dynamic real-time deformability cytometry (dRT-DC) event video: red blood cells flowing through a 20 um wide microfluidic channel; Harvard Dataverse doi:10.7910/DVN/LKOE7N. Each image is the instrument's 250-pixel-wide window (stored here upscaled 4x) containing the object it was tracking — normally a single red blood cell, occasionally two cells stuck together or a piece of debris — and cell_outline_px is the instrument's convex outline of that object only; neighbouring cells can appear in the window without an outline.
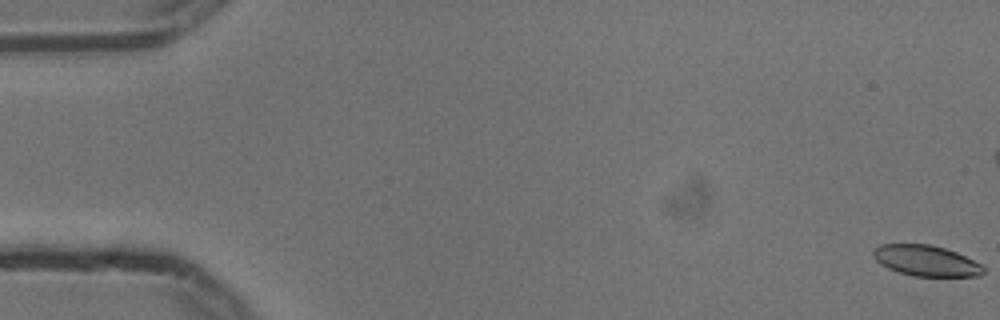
{"species": "common noctule bat (a hibernating species)", "species_latin": "Nyctalus noctula", "temperature_condition": "cold", "stored_images_in_passage": 57, "camera_frame_rate_fps": 3000, "um_per_image_px": 0.085, "animal": {"sex": "male", "body_mass_g": 13.3}, "frame": {"image": 1, "passage_image": 1, "time_ms": 0.0, "image_size_px": [1000, 320], "cell_outline_px": [[984, 272], [980, 276], [912, 276], [896, 272], [880, 264], [872, 256], [872, 252], [880, 244], [932, 244], [956, 252], [980, 264], [984, 268]], "centroid_in_image_um": [78.68, 22.16], "position_along_channel_um": 6.3, "area_um2": 19.77}}
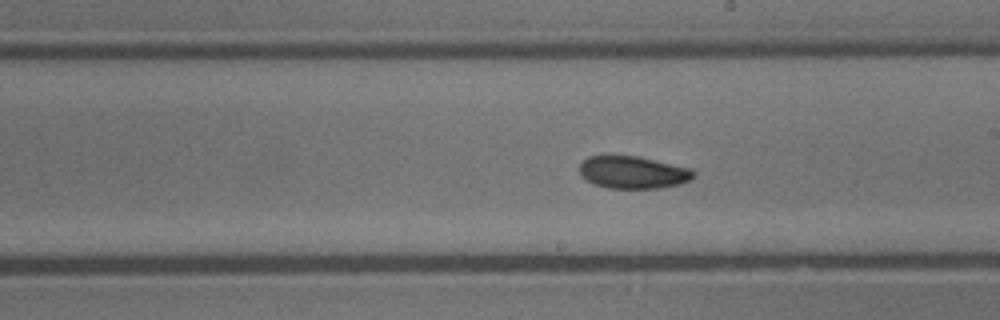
{"frame": {"image": 2, "passage_image": 32, "time_ms": 10.333, "image_size_px": [1000, 320], "cell_outline_px": [[696, 176], [692, 180], [680, 184], [660, 188], [608, 188], [592, 184], [580, 176], [580, 164], [588, 156], [636, 156], [692, 168], [696, 172]], "centroid_in_image_um": [53.83, 14.66], "position_along_channel_um": 235.2, "area_um2": 21.73}}
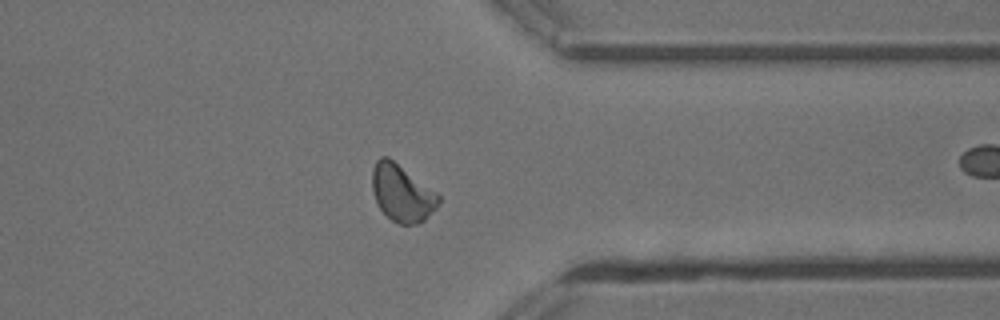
{"frame": {"image": 3, "passage_image": 44, "time_ms": 14.333, "image_size_px": [1000, 320], "cell_outline_px": [[440, 204], [424, 220], [416, 224], [400, 224], [392, 220], [380, 208], [376, 200], [372, 188], [372, 168], [376, 160], [380, 156], [388, 156], [436, 192], [440, 196]], "centroid_in_image_um": [34.16, 16.39], "position_along_channel_um": 377.2, "area_um2": 21.85}, "authors_computed_cell_mechanics": {"area_um2": 21.5016, "velocity_mm_per_s": 3.7148, "shape_relaxation_time_tau1_ms": 5.0648, "shape_relaxation_time_tau2_ms": 3.6126, "deformation_change_tau1": 0.1001, "deformation_change_tau2": 0.0856}}